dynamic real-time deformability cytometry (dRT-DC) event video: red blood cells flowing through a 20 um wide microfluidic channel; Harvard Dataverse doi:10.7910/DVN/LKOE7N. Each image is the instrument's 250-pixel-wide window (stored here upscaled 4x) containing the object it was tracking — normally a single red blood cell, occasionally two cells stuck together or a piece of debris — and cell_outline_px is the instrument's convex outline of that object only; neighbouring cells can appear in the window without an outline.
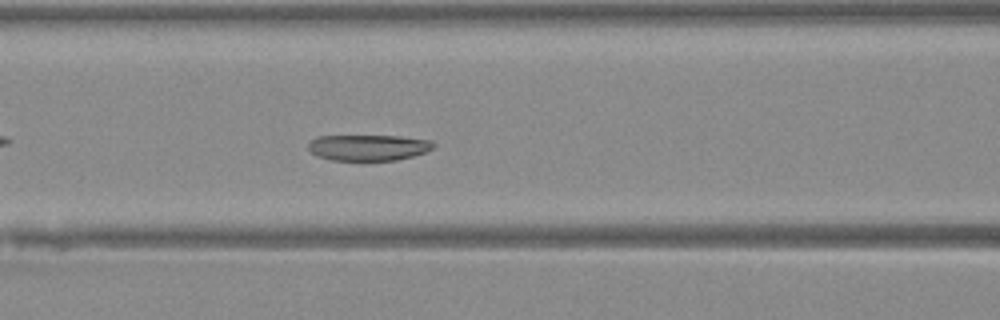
{"species": "Egyptian fruit bat (a non-hibernating species)", "species_latin": "Rousettus aegyptiacus", "temperature_condition": "warm", "stored_images_in_passage": 37, "camera_frame_rate_fps": 3000, "um_per_image_px": 0.085, "animal": {"sex": "female"}, "frame": {"image": 1, "passage_image": 9, "time_ms": 2.667, "image_size_px": [1000, 320], "cell_outline_px": [[436, 144], [432, 148], [424, 152], [412, 156], [396, 160], [364, 164], [332, 160], [316, 156], [308, 148], [308, 144], [316, 136], [400, 136], [432, 140]], "centroid_in_image_um": [31.29, 12.59], "position_along_channel_um": 135.3, "area_um2": 19.83}}
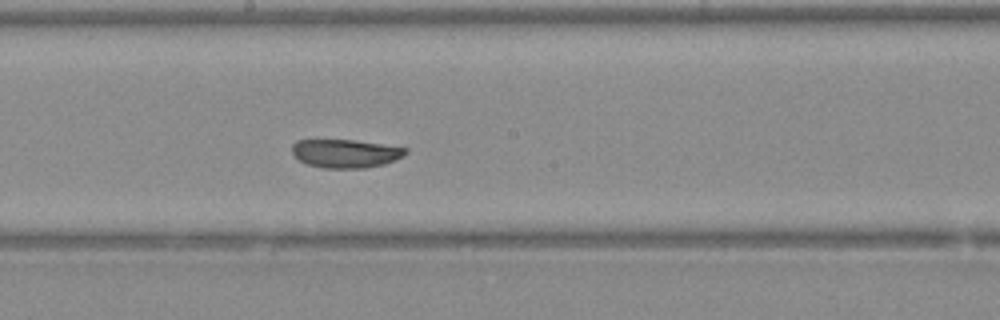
{"frame": {"image": 2, "passage_image": 15, "time_ms": 4.667, "image_size_px": [1000, 320], "cell_outline_px": [[408, 152], [404, 156], [384, 164], [364, 168], [320, 168], [308, 164], [300, 160], [292, 152], [292, 144], [296, 140], [352, 140], [408, 148]], "centroid_in_image_um": [29.37, 13.04], "position_along_channel_um": 218.8, "area_um2": 18.73}}
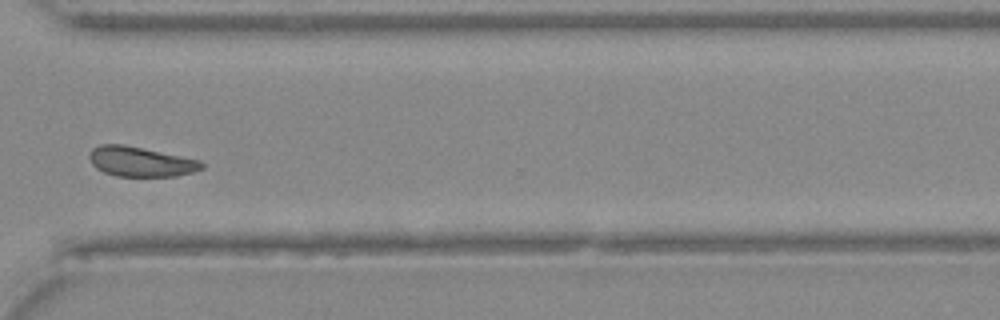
{"frame": {"image": 3, "passage_image": 25, "time_ms": 8.0, "image_size_px": [1000, 320], "cell_outline_px": [[204, 168], [192, 172], [176, 176], [116, 176], [104, 172], [96, 168], [92, 164], [88, 156], [88, 152], [92, 148], [100, 144], [124, 144], [200, 160], [204, 164]], "centroid_in_image_um": [11.92, 13.73], "position_along_channel_um": 358.7, "area_um2": 19.59}}